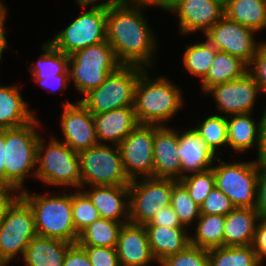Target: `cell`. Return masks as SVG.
I'll use <instances>...</instances> for the list:
<instances>
[{"mask_svg": "<svg viewBox=\"0 0 266 266\" xmlns=\"http://www.w3.org/2000/svg\"><path fill=\"white\" fill-rule=\"evenodd\" d=\"M177 155L181 162L182 177L189 173L211 169L214 160L218 159L194 127L182 133L178 132Z\"/></svg>", "mask_w": 266, "mask_h": 266, "instance_id": "21", "label": "cell"}, {"mask_svg": "<svg viewBox=\"0 0 266 266\" xmlns=\"http://www.w3.org/2000/svg\"><path fill=\"white\" fill-rule=\"evenodd\" d=\"M78 2H82V3H87V4H99V0H75ZM136 0H107L105 2H102V4L105 5H117V4H127V3H131L134 2Z\"/></svg>", "mask_w": 266, "mask_h": 266, "instance_id": "53", "label": "cell"}, {"mask_svg": "<svg viewBox=\"0 0 266 266\" xmlns=\"http://www.w3.org/2000/svg\"><path fill=\"white\" fill-rule=\"evenodd\" d=\"M16 192V193H15ZM19 192V193H18ZM14 194H18L17 196ZM21 191L12 186H0V221L21 197Z\"/></svg>", "mask_w": 266, "mask_h": 266, "instance_id": "46", "label": "cell"}, {"mask_svg": "<svg viewBox=\"0 0 266 266\" xmlns=\"http://www.w3.org/2000/svg\"><path fill=\"white\" fill-rule=\"evenodd\" d=\"M122 64L107 41L82 48L69 55V81L82 96L100 86Z\"/></svg>", "mask_w": 266, "mask_h": 266, "instance_id": "6", "label": "cell"}, {"mask_svg": "<svg viewBox=\"0 0 266 266\" xmlns=\"http://www.w3.org/2000/svg\"><path fill=\"white\" fill-rule=\"evenodd\" d=\"M226 216L201 214L195 225V235L190 234V245L210 250L223 247Z\"/></svg>", "mask_w": 266, "mask_h": 266, "instance_id": "30", "label": "cell"}, {"mask_svg": "<svg viewBox=\"0 0 266 266\" xmlns=\"http://www.w3.org/2000/svg\"><path fill=\"white\" fill-rule=\"evenodd\" d=\"M149 245L156 262L185 250L190 245L187 228L145 226Z\"/></svg>", "mask_w": 266, "mask_h": 266, "instance_id": "25", "label": "cell"}, {"mask_svg": "<svg viewBox=\"0 0 266 266\" xmlns=\"http://www.w3.org/2000/svg\"><path fill=\"white\" fill-rule=\"evenodd\" d=\"M45 140L41 135L37 145L35 177L47 185L81 189L78 153L54 136L48 145Z\"/></svg>", "mask_w": 266, "mask_h": 266, "instance_id": "5", "label": "cell"}, {"mask_svg": "<svg viewBox=\"0 0 266 266\" xmlns=\"http://www.w3.org/2000/svg\"><path fill=\"white\" fill-rule=\"evenodd\" d=\"M248 72V65L241 59L218 51L206 77L200 82L203 93L210 88L243 77Z\"/></svg>", "mask_w": 266, "mask_h": 266, "instance_id": "29", "label": "cell"}, {"mask_svg": "<svg viewBox=\"0 0 266 266\" xmlns=\"http://www.w3.org/2000/svg\"><path fill=\"white\" fill-rule=\"evenodd\" d=\"M252 117V113L227 116L228 146L234 153H245L254 145L258 152L261 119L257 122Z\"/></svg>", "mask_w": 266, "mask_h": 266, "instance_id": "27", "label": "cell"}, {"mask_svg": "<svg viewBox=\"0 0 266 266\" xmlns=\"http://www.w3.org/2000/svg\"><path fill=\"white\" fill-rule=\"evenodd\" d=\"M168 125H154L153 178H182L181 162L177 155L178 131Z\"/></svg>", "mask_w": 266, "mask_h": 266, "instance_id": "18", "label": "cell"}, {"mask_svg": "<svg viewBox=\"0 0 266 266\" xmlns=\"http://www.w3.org/2000/svg\"><path fill=\"white\" fill-rule=\"evenodd\" d=\"M116 251L120 266H149L156 261L152 254L145 226L124 224L120 230Z\"/></svg>", "mask_w": 266, "mask_h": 266, "instance_id": "19", "label": "cell"}, {"mask_svg": "<svg viewBox=\"0 0 266 266\" xmlns=\"http://www.w3.org/2000/svg\"><path fill=\"white\" fill-rule=\"evenodd\" d=\"M60 122L63 142L74 152L99 145L93 114L80 100L64 103Z\"/></svg>", "mask_w": 266, "mask_h": 266, "instance_id": "16", "label": "cell"}, {"mask_svg": "<svg viewBox=\"0 0 266 266\" xmlns=\"http://www.w3.org/2000/svg\"><path fill=\"white\" fill-rule=\"evenodd\" d=\"M180 87L164 76L149 78L146 68L135 87L134 111L139 124L167 125L184 104Z\"/></svg>", "mask_w": 266, "mask_h": 266, "instance_id": "2", "label": "cell"}, {"mask_svg": "<svg viewBox=\"0 0 266 266\" xmlns=\"http://www.w3.org/2000/svg\"><path fill=\"white\" fill-rule=\"evenodd\" d=\"M171 206L181 224L186 228H189L191 224L193 226L201 215L200 206L192 200L187 189L174 179Z\"/></svg>", "mask_w": 266, "mask_h": 266, "instance_id": "36", "label": "cell"}, {"mask_svg": "<svg viewBox=\"0 0 266 266\" xmlns=\"http://www.w3.org/2000/svg\"><path fill=\"white\" fill-rule=\"evenodd\" d=\"M44 195L22 191L21 197L32 209L38 236L55 238L76 244L79 234L75 230L72 212V191Z\"/></svg>", "mask_w": 266, "mask_h": 266, "instance_id": "3", "label": "cell"}, {"mask_svg": "<svg viewBox=\"0 0 266 266\" xmlns=\"http://www.w3.org/2000/svg\"><path fill=\"white\" fill-rule=\"evenodd\" d=\"M43 54L30 65L33 79H44L64 74L68 70L69 55L56 49L49 41L41 45Z\"/></svg>", "mask_w": 266, "mask_h": 266, "instance_id": "32", "label": "cell"}, {"mask_svg": "<svg viewBox=\"0 0 266 266\" xmlns=\"http://www.w3.org/2000/svg\"><path fill=\"white\" fill-rule=\"evenodd\" d=\"M72 191V212L75 230L80 234L88 225L100 218L98 210L92 204L88 195L80 189Z\"/></svg>", "mask_w": 266, "mask_h": 266, "instance_id": "38", "label": "cell"}, {"mask_svg": "<svg viewBox=\"0 0 266 266\" xmlns=\"http://www.w3.org/2000/svg\"><path fill=\"white\" fill-rule=\"evenodd\" d=\"M170 12L179 18V31L190 35L206 33L224 16V3L220 0H179Z\"/></svg>", "mask_w": 266, "mask_h": 266, "instance_id": "17", "label": "cell"}, {"mask_svg": "<svg viewBox=\"0 0 266 266\" xmlns=\"http://www.w3.org/2000/svg\"><path fill=\"white\" fill-rule=\"evenodd\" d=\"M145 69L133 65H121L110 73L98 87L91 89L80 101L92 114L134 107L135 87Z\"/></svg>", "mask_w": 266, "mask_h": 266, "instance_id": "7", "label": "cell"}, {"mask_svg": "<svg viewBox=\"0 0 266 266\" xmlns=\"http://www.w3.org/2000/svg\"><path fill=\"white\" fill-rule=\"evenodd\" d=\"M98 210L100 218L129 223V185L90 186L82 189Z\"/></svg>", "mask_w": 266, "mask_h": 266, "instance_id": "20", "label": "cell"}, {"mask_svg": "<svg viewBox=\"0 0 266 266\" xmlns=\"http://www.w3.org/2000/svg\"><path fill=\"white\" fill-rule=\"evenodd\" d=\"M81 8L89 10L82 12L66 28L57 32L50 39V43L58 50L67 55L82 48L107 41L106 24H107V5L87 4L75 2Z\"/></svg>", "mask_w": 266, "mask_h": 266, "instance_id": "8", "label": "cell"}, {"mask_svg": "<svg viewBox=\"0 0 266 266\" xmlns=\"http://www.w3.org/2000/svg\"><path fill=\"white\" fill-rule=\"evenodd\" d=\"M99 144L119 145L139 124L134 107L93 114ZM110 142V143H109Z\"/></svg>", "mask_w": 266, "mask_h": 266, "instance_id": "22", "label": "cell"}, {"mask_svg": "<svg viewBox=\"0 0 266 266\" xmlns=\"http://www.w3.org/2000/svg\"><path fill=\"white\" fill-rule=\"evenodd\" d=\"M261 218L255 208H234L226 215L223 246L252 245Z\"/></svg>", "mask_w": 266, "mask_h": 266, "instance_id": "23", "label": "cell"}, {"mask_svg": "<svg viewBox=\"0 0 266 266\" xmlns=\"http://www.w3.org/2000/svg\"><path fill=\"white\" fill-rule=\"evenodd\" d=\"M186 48L182 64L187 72L199 77L201 82L206 77L218 50L207 39L205 42L187 45Z\"/></svg>", "mask_w": 266, "mask_h": 266, "instance_id": "33", "label": "cell"}, {"mask_svg": "<svg viewBox=\"0 0 266 266\" xmlns=\"http://www.w3.org/2000/svg\"><path fill=\"white\" fill-rule=\"evenodd\" d=\"M123 225L119 222L99 218L79 234L77 243L79 245L116 248Z\"/></svg>", "mask_w": 266, "mask_h": 266, "instance_id": "31", "label": "cell"}, {"mask_svg": "<svg viewBox=\"0 0 266 266\" xmlns=\"http://www.w3.org/2000/svg\"><path fill=\"white\" fill-rule=\"evenodd\" d=\"M5 129L0 130V186H6V170L4 166Z\"/></svg>", "mask_w": 266, "mask_h": 266, "instance_id": "51", "label": "cell"}, {"mask_svg": "<svg viewBox=\"0 0 266 266\" xmlns=\"http://www.w3.org/2000/svg\"><path fill=\"white\" fill-rule=\"evenodd\" d=\"M154 124H138L118 145L130 180L153 177Z\"/></svg>", "mask_w": 266, "mask_h": 266, "instance_id": "13", "label": "cell"}, {"mask_svg": "<svg viewBox=\"0 0 266 266\" xmlns=\"http://www.w3.org/2000/svg\"><path fill=\"white\" fill-rule=\"evenodd\" d=\"M72 245L63 240L36 236L27 245L22 260L26 266H63Z\"/></svg>", "mask_w": 266, "mask_h": 266, "instance_id": "26", "label": "cell"}, {"mask_svg": "<svg viewBox=\"0 0 266 266\" xmlns=\"http://www.w3.org/2000/svg\"><path fill=\"white\" fill-rule=\"evenodd\" d=\"M252 247L262 266V263L265 262L264 260L266 258V218H261L257 223Z\"/></svg>", "mask_w": 266, "mask_h": 266, "instance_id": "45", "label": "cell"}, {"mask_svg": "<svg viewBox=\"0 0 266 266\" xmlns=\"http://www.w3.org/2000/svg\"><path fill=\"white\" fill-rule=\"evenodd\" d=\"M38 236L29 204L20 197L0 221V258L7 264L22 256L30 241Z\"/></svg>", "mask_w": 266, "mask_h": 266, "instance_id": "12", "label": "cell"}, {"mask_svg": "<svg viewBox=\"0 0 266 266\" xmlns=\"http://www.w3.org/2000/svg\"><path fill=\"white\" fill-rule=\"evenodd\" d=\"M224 16L257 33L266 28V0H227Z\"/></svg>", "mask_w": 266, "mask_h": 266, "instance_id": "28", "label": "cell"}, {"mask_svg": "<svg viewBox=\"0 0 266 266\" xmlns=\"http://www.w3.org/2000/svg\"><path fill=\"white\" fill-rule=\"evenodd\" d=\"M210 149L217 155L220 147L228 146L227 117L225 115H210L194 128Z\"/></svg>", "mask_w": 266, "mask_h": 266, "instance_id": "35", "label": "cell"}, {"mask_svg": "<svg viewBox=\"0 0 266 266\" xmlns=\"http://www.w3.org/2000/svg\"><path fill=\"white\" fill-rule=\"evenodd\" d=\"M113 146V147H112ZM99 144L78 153L81 189L85 186L129 185L117 145Z\"/></svg>", "mask_w": 266, "mask_h": 266, "instance_id": "9", "label": "cell"}, {"mask_svg": "<svg viewBox=\"0 0 266 266\" xmlns=\"http://www.w3.org/2000/svg\"><path fill=\"white\" fill-rule=\"evenodd\" d=\"M139 1L107 5V42L122 65L152 67L157 44Z\"/></svg>", "mask_w": 266, "mask_h": 266, "instance_id": "1", "label": "cell"}, {"mask_svg": "<svg viewBox=\"0 0 266 266\" xmlns=\"http://www.w3.org/2000/svg\"><path fill=\"white\" fill-rule=\"evenodd\" d=\"M85 251L92 266H120L116 248L80 245Z\"/></svg>", "mask_w": 266, "mask_h": 266, "instance_id": "41", "label": "cell"}, {"mask_svg": "<svg viewBox=\"0 0 266 266\" xmlns=\"http://www.w3.org/2000/svg\"><path fill=\"white\" fill-rule=\"evenodd\" d=\"M263 116L261 119V128H260V142L259 150L257 155V161L266 162V106L264 108Z\"/></svg>", "mask_w": 266, "mask_h": 266, "instance_id": "49", "label": "cell"}, {"mask_svg": "<svg viewBox=\"0 0 266 266\" xmlns=\"http://www.w3.org/2000/svg\"><path fill=\"white\" fill-rule=\"evenodd\" d=\"M140 3L145 5L146 7H160L161 9H164L165 11H170V9L173 8V6L179 1V0H138Z\"/></svg>", "mask_w": 266, "mask_h": 266, "instance_id": "52", "label": "cell"}, {"mask_svg": "<svg viewBox=\"0 0 266 266\" xmlns=\"http://www.w3.org/2000/svg\"><path fill=\"white\" fill-rule=\"evenodd\" d=\"M173 179L137 178L129 184V223L145 226L171 205Z\"/></svg>", "mask_w": 266, "mask_h": 266, "instance_id": "11", "label": "cell"}, {"mask_svg": "<svg viewBox=\"0 0 266 266\" xmlns=\"http://www.w3.org/2000/svg\"><path fill=\"white\" fill-rule=\"evenodd\" d=\"M217 160L218 163L212 167L215 187L230 199L235 208H255L259 161L227 163L220 157Z\"/></svg>", "mask_w": 266, "mask_h": 266, "instance_id": "10", "label": "cell"}, {"mask_svg": "<svg viewBox=\"0 0 266 266\" xmlns=\"http://www.w3.org/2000/svg\"><path fill=\"white\" fill-rule=\"evenodd\" d=\"M179 182L187 189L192 200L201 206L215 187L213 168L184 175Z\"/></svg>", "mask_w": 266, "mask_h": 266, "instance_id": "37", "label": "cell"}, {"mask_svg": "<svg viewBox=\"0 0 266 266\" xmlns=\"http://www.w3.org/2000/svg\"><path fill=\"white\" fill-rule=\"evenodd\" d=\"M207 93L214 98L219 115L225 113L226 117L228 114L252 113L258 94L262 95L258 84L248 72L239 79L210 88Z\"/></svg>", "mask_w": 266, "mask_h": 266, "instance_id": "15", "label": "cell"}, {"mask_svg": "<svg viewBox=\"0 0 266 266\" xmlns=\"http://www.w3.org/2000/svg\"><path fill=\"white\" fill-rule=\"evenodd\" d=\"M63 266H92L86 251L78 244H73L66 253Z\"/></svg>", "mask_w": 266, "mask_h": 266, "instance_id": "47", "label": "cell"}, {"mask_svg": "<svg viewBox=\"0 0 266 266\" xmlns=\"http://www.w3.org/2000/svg\"><path fill=\"white\" fill-rule=\"evenodd\" d=\"M161 266H209L208 250L189 245L185 250L159 262Z\"/></svg>", "mask_w": 266, "mask_h": 266, "instance_id": "39", "label": "cell"}, {"mask_svg": "<svg viewBox=\"0 0 266 266\" xmlns=\"http://www.w3.org/2000/svg\"><path fill=\"white\" fill-rule=\"evenodd\" d=\"M234 208L230 199L222 191L214 187L201 204L200 211L201 214L226 216Z\"/></svg>", "mask_w": 266, "mask_h": 266, "instance_id": "40", "label": "cell"}, {"mask_svg": "<svg viewBox=\"0 0 266 266\" xmlns=\"http://www.w3.org/2000/svg\"><path fill=\"white\" fill-rule=\"evenodd\" d=\"M0 266H8V265L0 258Z\"/></svg>", "mask_w": 266, "mask_h": 266, "instance_id": "54", "label": "cell"}, {"mask_svg": "<svg viewBox=\"0 0 266 266\" xmlns=\"http://www.w3.org/2000/svg\"><path fill=\"white\" fill-rule=\"evenodd\" d=\"M39 124L40 121L35 118L24 126L5 129L6 186L16 187L21 192L26 190V177L36 176L37 145L40 139L36 128H40Z\"/></svg>", "mask_w": 266, "mask_h": 266, "instance_id": "4", "label": "cell"}, {"mask_svg": "<svg viewBox=\"0 0 266 266\" xmlns=\"http://www.w3.org/2000/svg\"><path fill=\"white\" fill-rule=\"evenodd\" d=\"M35 82L39 83L43 88H46L48 92L50 90L53 92V90L61 91V89H66L68 86L69 80V71L67 70L64 74H60L57 76H53L50 78H44V79H33Z\"/></svg>", "mask_w": 266, "mask_h": 266, "instance_id": "48", "label": "cell"}, {"mask_svg": "<svg viewBox=\"0 0 266 266\" xmlns=\"http://www.w3.org/2000/svg\"><path fill=\"white\" fill-rule=\"evenodd\" d=\"M248 73L258 84L261 93H266V41L258 47L255 56L248 65Z\"/></svg>", "mask_w": 266, "mask_h": 266, "instance_id": "42", "label": "cell"}, {"mask_svg": "<svg viewBox=\"0 0 266 266\" xmlns=\"http://www.w3.org/2000/svg\"><path fill=\"white\" fill-rule=\"evenodd\" d=\"M20 89L16 84L2 86L0 83V130L24 126L36 118Z\"/></svg>", "mask_w": 266, "mask_h": 266, "instance_id": "24", "label": "cell"}, {"mask_svg": "<svg viewBox=\"0 0 266 266\" xmlns=\"http://www.w3.org/2000/svg\"><path fill=\"white\" fill-rule=\"evenodd\" d=\"M255 209L262 218H266V162H259L257 203Z\"/></svg>", "mask_w": 266, "mask_h": 266, "instance_id": "44", "label": "cell"}, {"mask_svg": "<svg viewBox=\"0 0 266 266\" xmlns=\"http://www.w3.org/2000/svg\"><path fill=\"white\" fill-rule=\"evenodd\" d=\"M145 226H160V227H170V228H186L184 227L177 214L173 210L172 206H166L161 211H159L152 221Z\"/></svg>", "mask_w": 266, "mask_h": 266, "instance_id": "43", "label": "cell"}, {"mask_svg": "<svg viewBox=\"0 0 266 266\" xmlns=\"http://www.w3.org/2000/svg\"><path fill=\"white\" fill-rule=\"evenodd\" d=\"M208 254L209 266H261L252 245L217 247Z\"/></svg>", "mask_w": 266, "mask_h": 266, "instance_id": "34", "label": "cell"}, {"mask_svg": "<svg viewBox=\"0 0 266 266\" xmlns=\"http://www.w3.org/2000/svg\"><path fill=\"white\" fill-rule=\"evenodd\" d=\"M8 9L5 7L3 1L0 0V61L2 59V54L4 49L8 47V41L5 36V21L8 15ZM1 63V62H0Z\"/></svg>", "mask_w": 266, "mask_h": 266, "instance_id": "50", "label": "cell"}, {"mask_svg": "<svg viewBox=\"0 0 266 266\" xmlns=\"http://www.w3.org/2000/svg\"><path fill=\"white\" fill-rule=\"evenodd\" d=\"M255 33L252 29L223 16L204 35L218 51L233 55L249 65L263 43L256 41Z\"/></svg>", "mask_w": 266, "mask_h": 266, "instance_id": "14", "label": "cell"}]
</instances>
